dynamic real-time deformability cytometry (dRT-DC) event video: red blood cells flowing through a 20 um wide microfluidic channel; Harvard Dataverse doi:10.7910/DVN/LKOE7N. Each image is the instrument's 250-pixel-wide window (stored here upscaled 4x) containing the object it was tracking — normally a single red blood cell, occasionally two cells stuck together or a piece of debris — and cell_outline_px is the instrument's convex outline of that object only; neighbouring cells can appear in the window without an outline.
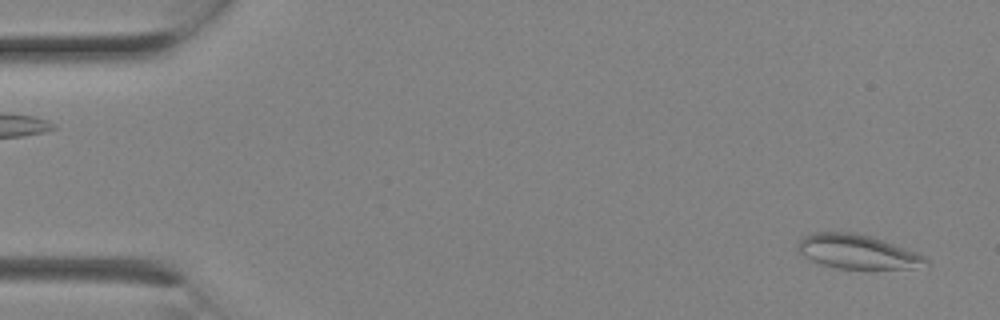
{"species": "Egyptian fruit bat (a non-hibernating species)", "species_latin": "Rousettus aegyptiacus", "temperature_condition": "room temperature", "stored_images_in_passage": 2, "camera_frame_rate_fps": 3000, "um_per_image_px": 0.085, "animal": {"sex": "female"}, "frame": {"image": 1, "passage_image": 1, "time_ms": 0.0, "image_size_px": [1000, 320], "cell_outline_px": [[928, 264], [912, 268], [840, 268], [820, 264], [804, 256], [796, 248], [796, 244], [804, 236], [812, 232], [856, 232], [872, 236], [884, 240], [916, 252], [924, 256], [928, 260]], "centroid_in_image_um": [72.85, 21.37], "position_along_channel_um": 12.2, "area_um2": 25.37}}